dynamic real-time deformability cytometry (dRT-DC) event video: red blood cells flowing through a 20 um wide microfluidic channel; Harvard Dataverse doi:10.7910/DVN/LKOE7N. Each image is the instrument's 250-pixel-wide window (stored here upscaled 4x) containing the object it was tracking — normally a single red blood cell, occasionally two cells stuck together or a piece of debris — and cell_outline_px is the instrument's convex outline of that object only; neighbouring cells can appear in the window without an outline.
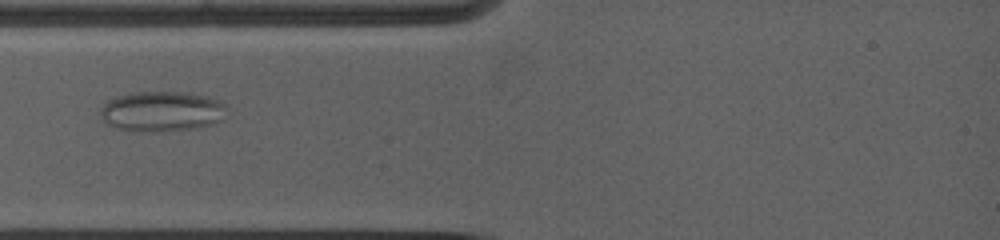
{"species": "common noctule bat (a hibernating species)", "species_latin": "Nyctalus noctula", "temperature_condition": "warm", "stored_images_in_passage": 63, "camera_frame_rate_fps": 5000, "um_per_image_px": 0.085, "animal": {"sex": "female", "body_mass_g": 19.0, "forearm_length_mm": 53.3}, "frame": {"image": 1, "passage_image": 6, "time_ms": 1.6, "image_size_px": [1000, 240], "cell_outline_px": [[224, 120], [212, 124], [196, 128], [160, 132], [152, 132], [116, 128], [108, 124], [100, 116], [100, 108], [108, 100], [116, 96], [136, 92], [184, 92], [208, 96], [220, 100], [224, 104]], "centroid_in_image_um": [13.76, 9.47], "position_along_channel_um": 71.2, "area_um2": 29.71}}
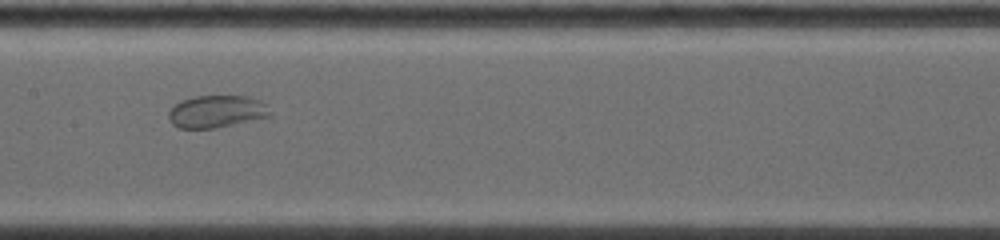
{"frame": {"image": 2, "passage_image": 16, "time_ms": 4.6, "image_size_px": [1000, 240], "cell_outline_px": [[272, 116], [216, 128], [180, 128], [172, 124], [168, 116], [168, 112], [180, 100], [192, 96], [248, 96], [260, 100], [272, 112]], "centroid_in_image_um": [18.42, 9.47], "position_along_channel_um": 189.0, "area_um2": 19.19}}
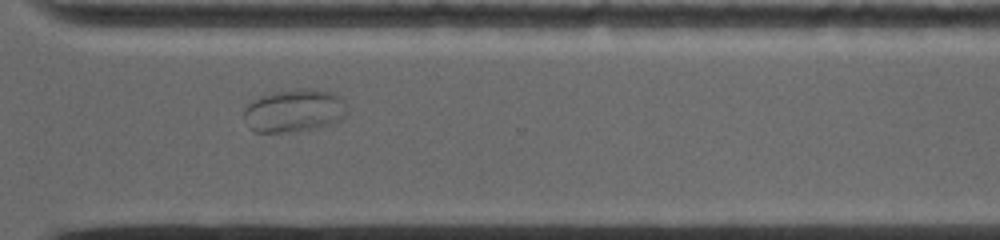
{"frame": {"image": 3, "passage_image": 41, "time_ms": 8.6, "image_size_px": [1000, 240], "cell_outline_px": [[348, 112], [340, 120], [316, 128], [296, 132], [256, 132], [248, 128], [244, 116], [244, 108], [252, 100], [276, 92], [304, 88], [308, 88], [328, 92], [340, 96], [344, 100], [348, 108]], "centroid_in_image_um": [25.02, 9.42], "position_along_channel_um": 345.6, "area_um2": 25.78}}